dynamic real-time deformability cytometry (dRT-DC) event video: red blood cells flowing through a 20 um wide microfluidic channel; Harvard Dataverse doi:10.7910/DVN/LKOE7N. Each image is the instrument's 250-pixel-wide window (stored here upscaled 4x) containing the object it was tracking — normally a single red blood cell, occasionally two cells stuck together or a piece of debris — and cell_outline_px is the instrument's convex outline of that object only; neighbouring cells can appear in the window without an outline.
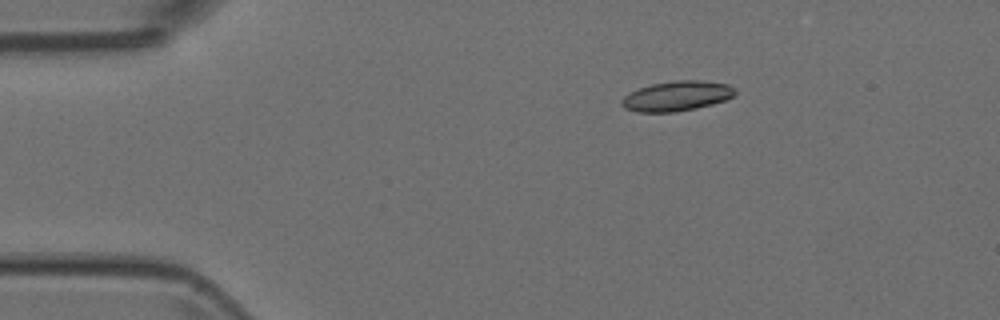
{"species": "Egyptian fruit bat (a non-hibernating species)", "species_latin": "Rousettus aegyptiacus", "temperature_condition": "room temperature", "stored_images_in_passage": 5, "camera_frame_rate_fps": 3000, "um_per_image_px": 0.085, "animal": {"sex": "female"}, "frame": {"image": 1, "passage_image": 3, "time_ms": 0.667, "image_size_px": [1000, 320], "cell_outline_px": [[736, 92], [732, 96], [724, 100], [712, 104], [696, 108], [676, 112], [636, 112], [624, 108], [620, 104], [620, 100], [628, 92], [652, 84], [676, 80], [700, 80], [728, 84], [736, 88]], "centroid_in_image_um": [57.49, 8.16], "position_along_channel_um": 27.5, "area_um2": 19.88}}
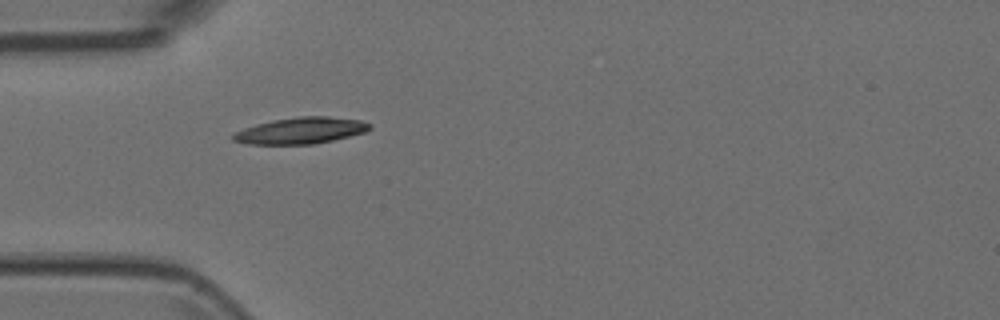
{"frame": {"image": 2, "passage_image": 5, "time_ms": 1.333, "image_size_px": [1000, 320], "cell_outline_px": [[372, 128], [364, 132], [332, 140], [312, 144], [248, 144], [232, 140], [232, 136], [236, 132], [244, 128], [256, 124], [272, 120], [300, 116], [328, 116], [360, 120], [372, 124]], "centroid_in_image_um": [25.57, 11.09], "position_along_channel_um": 59.4, "area_um2": 20.87}}